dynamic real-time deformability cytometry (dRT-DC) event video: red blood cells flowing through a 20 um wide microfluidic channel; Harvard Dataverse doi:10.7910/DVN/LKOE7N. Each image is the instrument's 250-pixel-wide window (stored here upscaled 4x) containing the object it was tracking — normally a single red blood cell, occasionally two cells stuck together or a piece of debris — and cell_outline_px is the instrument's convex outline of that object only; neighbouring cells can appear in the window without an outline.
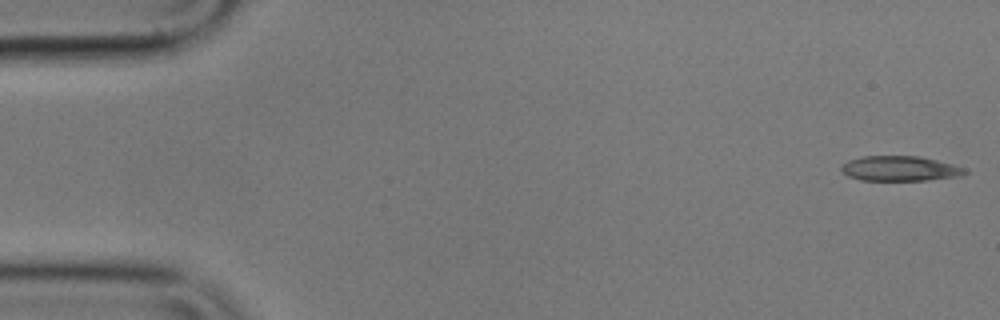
{"species": "common noctule bat (a hibernating species)", "species_latin": "Nyctalus noctula", "temperature_condition": "cold", "stored_images_in_passage": 17, "camera_frame_rate_fps": 3000, "um_per_image_px": 0.085, "animal": {"sex": "male", "body_mass_g": 17.9}, "frame": {"image": 1, "passage_image": 1, "time_ms": 0.0, "image_size_px": [1000, 320], "cell_outline_px": [[968, 172], [960, 176], [928, 180], [860, 180], [848, 176], [840, 168], [840, 164], [848, 160], [864, 156], [920, 156], [968, 168]], "centroid_in_image_um": [76.5, 14.32], "position_along_channel_um": 8.5, "area_um2": 18.09}}
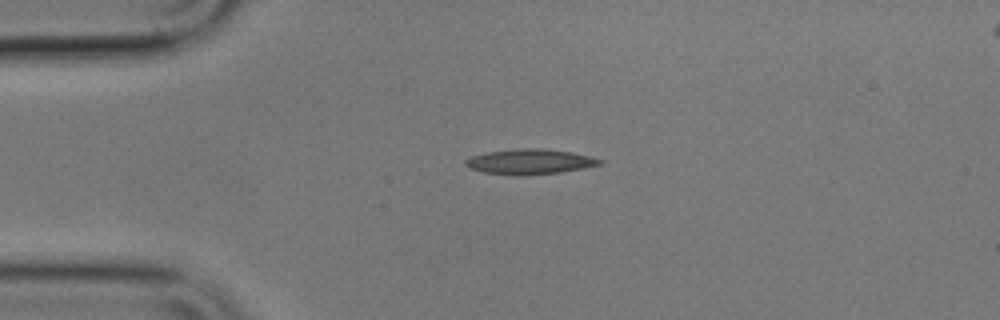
{"frame": {"image": 2, "passage_image": 12, "time_ms": 3.667, "image_size_px": [1000, 320], "cell_outline_px": [[604, 164], [560, 172], [520, 176], [484, 172], [468, 168], [464, 164], [464, 160], [472, 156], [488, 152], [516, 148], [544, 148], [572, 152], [604, 160]], "centroid_in_image_um": [45.03, 13.74], "position_along_channel_um": 40.0, "area_um2": 19.77}}